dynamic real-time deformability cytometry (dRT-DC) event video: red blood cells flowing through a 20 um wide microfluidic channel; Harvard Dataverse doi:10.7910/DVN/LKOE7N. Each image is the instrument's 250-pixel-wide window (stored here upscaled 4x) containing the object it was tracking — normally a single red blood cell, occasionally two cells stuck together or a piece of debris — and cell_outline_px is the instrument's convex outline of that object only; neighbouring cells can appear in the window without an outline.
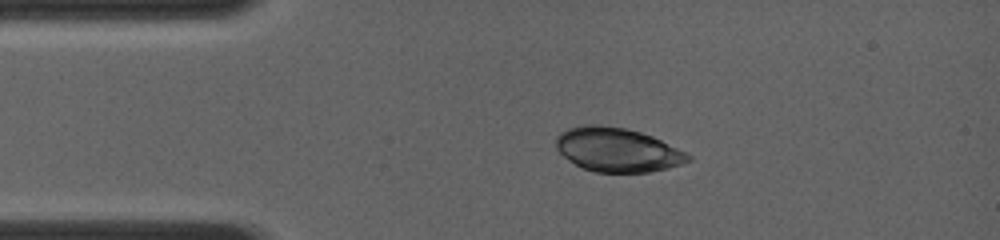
{"species": "common noctule bat (a hibernating species)", "species_latin": "Nyctalus noctula", "temperature_condition": "room temperature", "stored_images_in_passage": 10, "camera_frame_rate_fps": 4000, "um_per_image_px": 0.085, "animal": {"sex": "female", "body_mass_g": 19.0, "forearm_length_mm": 56.7}, "frame": {"image": 1, "passage_image": 7, "time_ms": 2.5, "image_size_px": [1000, 240], "cell_outline_px": [[692, 160], [668, 168], [648, 172], [596, 172], [584, 168], [568, 160], [556, 148], [556, 136], [560, 132], [568, 128], [584, 124], [600, 124], [624, 128], [640, 132], [652, 136], [692, 156]], "centroid_in_image_um": [52.44, 12.72], "position_along_channel_um": 32.6, "area_um2": 33.7}}